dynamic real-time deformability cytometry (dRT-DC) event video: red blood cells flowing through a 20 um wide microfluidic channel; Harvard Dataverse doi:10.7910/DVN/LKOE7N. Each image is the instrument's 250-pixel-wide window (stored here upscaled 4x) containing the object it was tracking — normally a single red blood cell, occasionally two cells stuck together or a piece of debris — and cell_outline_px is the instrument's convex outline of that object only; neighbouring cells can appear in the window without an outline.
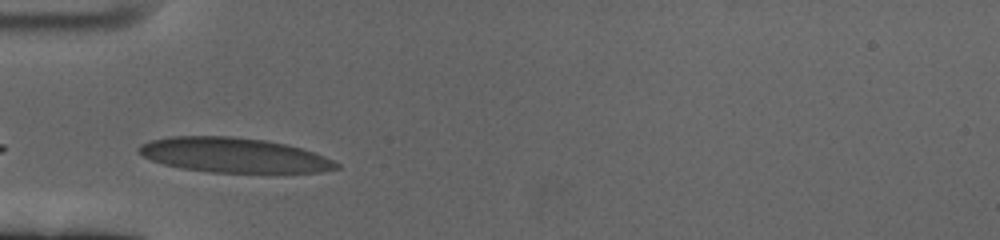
{"species": "human", "species_latin": "Homo sapiens", "temperature_condition": "cold", "stored_images_in_passage": 32, "camera_frame_rate_fps": 3000, "um_per_image_px": 0.085, "donor": {"sex": "female"}, "frame": {"image": 1, "passage_image": 1, "time_ms": 0.0, "image_size_px": [1000, 240], "cell_outline_px": [[340, 168], [320, 172], [208, 172], [180, 168], [164, 164], [152, 160], [136, 152], [136, 148], [140, 144], [152, 140], [172, 136], [232, 136], [264, 140], [284, 144], [300, 148], [324, 156], [340, 164]], "centroid_in_image_um": [19.83, 13.18], "position_along_channel_um": 65.2, "area_um2": 39.82}}
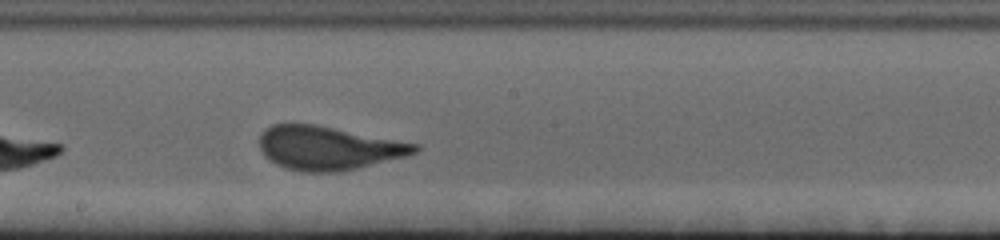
{"frame": {"image": 2, "passage_image": 15, "time_ms": 4.667, "image_size_px": [1000, 240], "cell_outline_px": [[420, 148], [416, 152], [404, 156], [356, 168], [336, 172], [300, 172], [276, 164], [268, 160], [264, 156], [260, 148], [260, 132], [264, 128], [272, 124], [316, 124], [420, 144]], "centroid_in_image_um": [27.86, 12.57], "position_along_channel_um": 220.3, "area_um2": 39.48}}
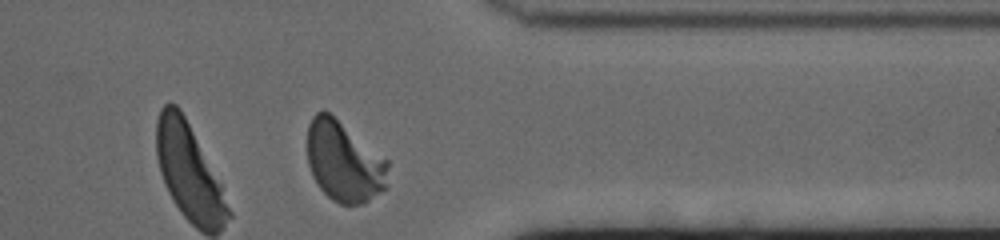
{"frame": {"image": 3, "passage_image": 30, "time_ms": 9.667, "image_size_px": [1000, 240], "cell_outline_px": [[388, 168], [384, 188], [364, 204], [340, 204], [332, 200], [316, 184], [312, 176], [308, 164], [308, 124], [312, 116], [316, 112], [324, 108], [388, 160]], "centroid_in_image_um": [29.21, 13.72], "position_along_channel_um": 382.2, "area_um2": 37.74}, "authors_computed_cell_mechanics": {"area_um2": 38.3792, "velocity_mm_per_s": 3.367, "shape_relaxation_time_tau1_ms": 3.7436, "shape_relaxation_time_tau2_ms": null, "deformation_change_tau1": 0.1953, "deformation_change_tau2": null}}